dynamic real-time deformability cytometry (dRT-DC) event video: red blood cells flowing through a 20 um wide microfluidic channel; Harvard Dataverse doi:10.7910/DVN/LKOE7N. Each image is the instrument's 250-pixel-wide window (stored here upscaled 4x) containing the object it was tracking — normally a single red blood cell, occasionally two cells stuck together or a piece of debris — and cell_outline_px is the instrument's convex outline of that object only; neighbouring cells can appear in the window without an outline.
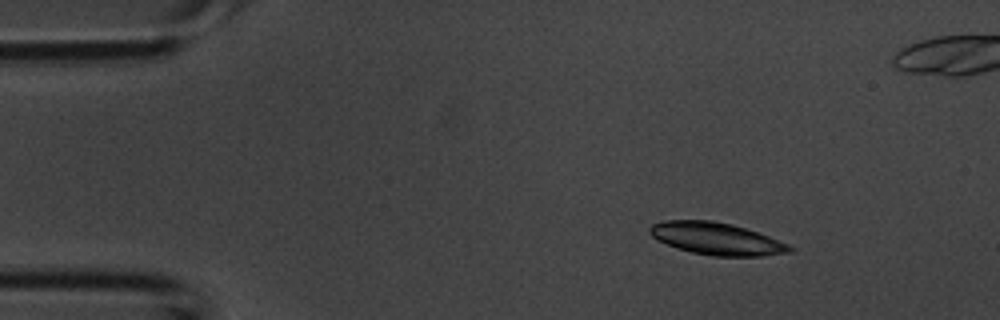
{"species": "common noctule bat (a hibernating species)", "species_latin": "Nyctalus noctula", "temperature_condition": "room temperature", "stored_images_in_passage": 3, "camera_frame_rate_fps": 3000, "um_per_image_px": 0.085, "animal": {"sex": "male", "body_mass_g": 20.1, "forearm_length_mm": 53.5}, "frame": {"image": 1, "passage_image": 1, "time_ms": 0.0, "image_size_px": [1000, 320], "cell_outline_px": [[796, 248], [792, 252], [760, 256], [712, 256], [692, 252], [676, 248], [652, 236], [648, 232], [648, 228], [652, 224], [664, 220], [712, 220], [732, 224], [768, 236], [788, 244]], "centroid_in_image_um": [60.9, 20.29], "position_along_channel_um": 24.1, "area_um2": 26.18}}